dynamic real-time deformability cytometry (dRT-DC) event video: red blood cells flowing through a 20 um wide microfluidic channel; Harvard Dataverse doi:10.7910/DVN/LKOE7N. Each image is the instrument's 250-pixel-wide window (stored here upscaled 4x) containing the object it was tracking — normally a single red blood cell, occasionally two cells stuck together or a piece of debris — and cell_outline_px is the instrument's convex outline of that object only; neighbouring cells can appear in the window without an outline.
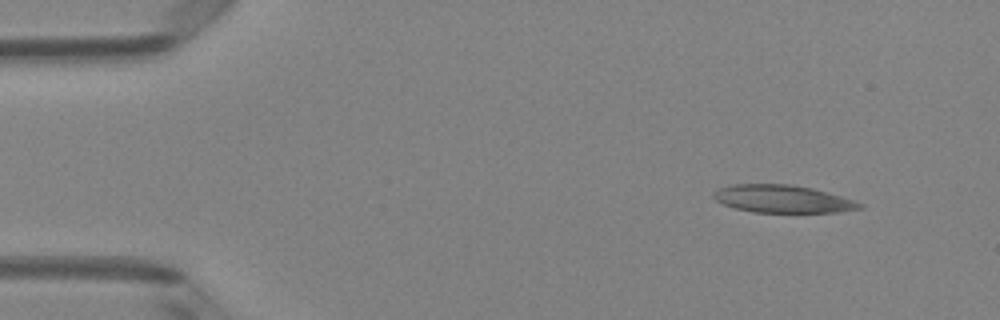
{"species": "Egyptian fruit bat (a non-hibernating species)", "species_latin": "Rousettus aegyptiacus", "temperature_condition": "room temperature", "stored_images_in_passage": 6, "camera_frame_rate_fps": 3000, "um_per_image_px": 0.085, "animal": {"sex": "female"}, "frame": {"image": 1, "passage_image": 1, "time_ms": 0.0, "image_size_px": [1000, 320], "cell_outline_px": [[864, 208], [836, 212], [752, 212], [736, 208], [724, 204], [716, 200], [712, 196], [712, 192], [720, 188], [732, 184], [792, 184], [812, 188], [828, 192], [864, 204]], "centroid_in_image_um": [66.51, 16.9], "position_along_channel_um": 18.5, "area_um2": 23.47}}
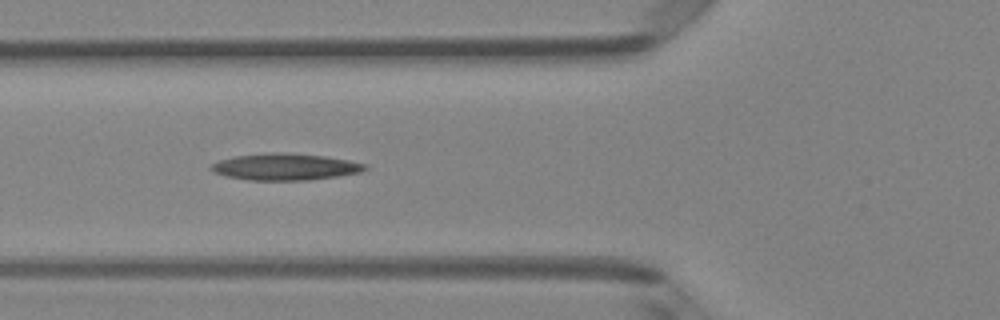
{"frame": {"image": 2, "passage_image": 5, "time_ms": 1.333, "image_size_px": [1000, 320], "cell_outline_px": [[368, 168], [360, 172], [336, 176], [308, 180], [248, 180], [228, 176], [216, 172], [208, 168], [212, 164], [220, 160], [232, 156], [324, 156], [348, 160], [368, 164]], "centroid_in_image_um": [24.29, 14.24], "position_along_channel_um": 101.5, "area_um2": 22.31}}
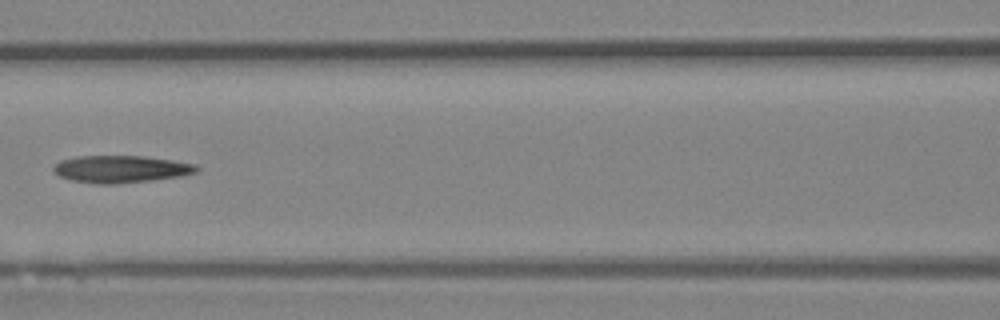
{"frame": {"image": 3, "passage_image": 6, "time_ms": 1.667, "image_size_px": [1000, 320], "cell_outline_px": [[200, 172], [180, 176], [152, 180], [116, 184], [100, 184], [72, 180], [60, 176], [52, 168], [60, 160], [76, 156], [144, 156], [172, 160], [196, 164], [200, 168]], "centroid_in_image_um": [10.32, 14.37], "position_along_channel_um": 156.3, "area_um2": 22.72}}